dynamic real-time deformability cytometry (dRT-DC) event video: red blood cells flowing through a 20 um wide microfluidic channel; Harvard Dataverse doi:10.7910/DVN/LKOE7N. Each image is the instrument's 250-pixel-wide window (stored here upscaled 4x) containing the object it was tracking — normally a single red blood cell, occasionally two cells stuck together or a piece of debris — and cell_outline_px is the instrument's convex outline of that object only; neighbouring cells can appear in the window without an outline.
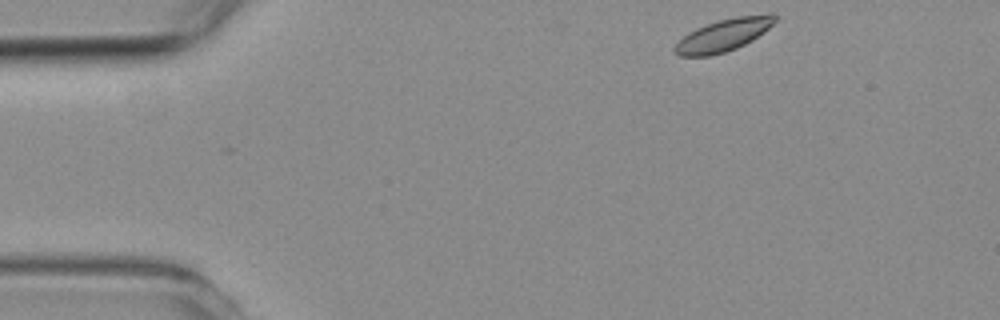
{"species": "common noctule bat (a hibernating species)", "species_latin": "Nyctalus noctula", "temperature_condition": "room temperature", "stored_images_in_passage": 50, "camera_frame_rate_fps": 3000, "um_per_image_px": 0.085, "animal": {"sex": "female", "body_mass_g": 19.3, "forearm_length_mm": 54.1}, "frame": {"image": 1, "passage_image": 1, "time_ms": 0.0, "image_size_px": [1000, 320], "cell_outline_px": [[776, 20], [764, 32], [752, 40], [736, 48], [724, 52], [708, 56], [680, 56], [672, 48], [688, 32], [696, 28], [720, 20], [736, 16], [772, 12], [776, 16]], "centroid_in_image_um": [61.52, 2.97], "position_along_channel_um": 23.5, "area_um2": 18.73}}
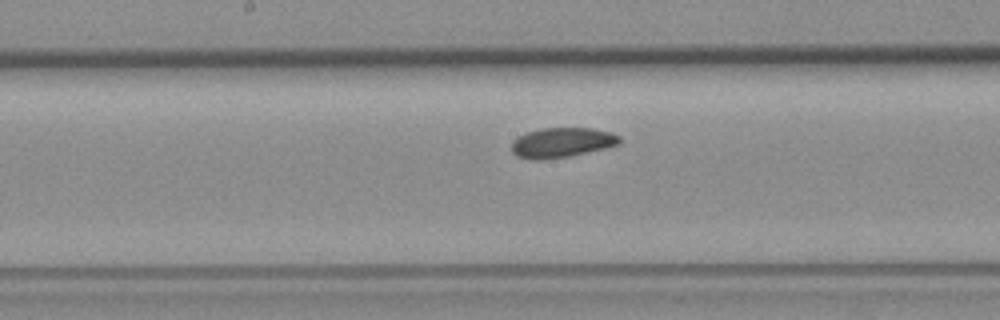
{"frame": {"image": 2, "passage_image": 22, "time_ms": 7.0, "image_size_px": [1000, 320], "cell_outline_px": [[620, 144], [604, 148], [568, 156], [544, 160], [532, 160], [516, 156], [512, 152], [512, 140], [528, 132], [540, 128], [592, 128], [612, 132], [620, 136]], "centroid_in_image_um": [47.75, 12.12], "position_along_channel_um": 200.5, "area_um2": 18.79}}
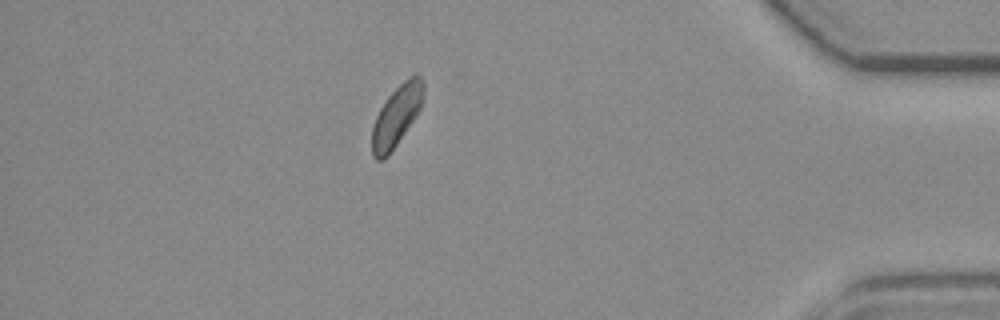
{"frame": {"image": 3, "passage_image": 42, "time_ms": 13.667, "image_size_px": [1000, 320], "cell_outline_px": [[424, 88], [420, 108], [388, 156], [384, 160], [376, 160], [372, 156], [372, 128], [376, 116], [380, 108], [388, 96], [408, 76], [416, 72], [424, 80]], "centroid_in_image_um": [33.69, 9.82], "position_along_channel_um": 401.5, "area_um2": 17.98}, "authors_computed_cell_mechanics": {"area_um2": 18.7561, "velocity_mm_per_s": 3.7259, "shape_relaxation_time_tau1_ms": 2.8606, "shape_relaxation_time_tau2_ms": null, "deformation_change_tau1": 0.0519, "deformation_change_tau2": null}}